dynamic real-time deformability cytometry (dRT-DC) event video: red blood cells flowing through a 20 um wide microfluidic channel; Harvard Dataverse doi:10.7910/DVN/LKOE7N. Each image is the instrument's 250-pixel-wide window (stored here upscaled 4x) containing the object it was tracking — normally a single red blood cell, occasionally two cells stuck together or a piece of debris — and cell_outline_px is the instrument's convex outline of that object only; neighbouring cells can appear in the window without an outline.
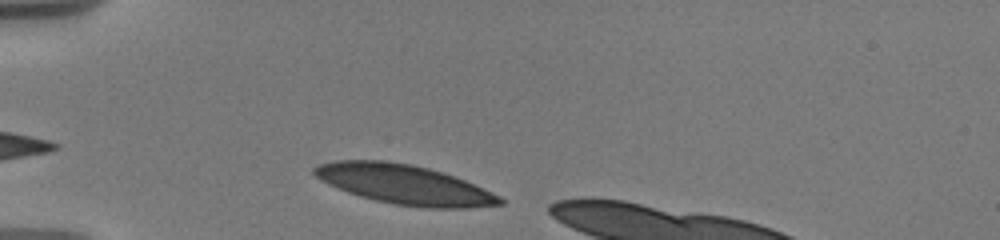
{"species": "human", "species_latin": "Homo sapiens", "temperature_condition": "warm", "stored_images_in_passage": 7, "camera_frame_rate_fps": 3000, "um_per_image_px": 0.085, "donor": {"sex": "male"}, "frame": {"image": 1, "passage_image": 1, "time_ms": 0.0, "image_size_px": [1000, 240], "cell_outline_px": [[504, 204], [468, 208], [428, 208], [396, 204], [376, 200], [360, 196], [348, 192], [328, 184], [320, 180], [312, 172], [312, 168], [320, 164], [336, 160], [384, 160], [412, 164], [428, 168], [464, 180], [500, 196], [504, 200]], "centroid_in_image_um": [34.34, 15.68], "position_along_channel_um": 50.7, "area_um2": 42.43}}
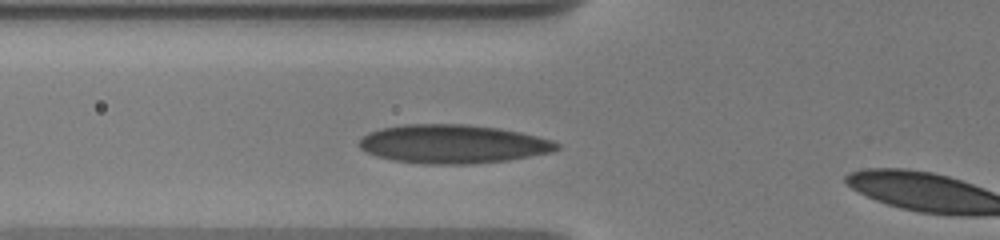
{"frame": {"image": 2, "passage_image": 5, "time_ms": 1.667, "image_size_px": [1000, 240], "cell_outline_px": [[560, 148], [552, 152], [508, 160], [476, 164], [424, 164], [392, 160], [376, 156], [360, 148], [356, 144], [368, 132], [384, 128], [404, 124], [464, 124], [496, 128], [520, 132], [552, 140], [560, 144]], "centroid_in_image_um": [38.49, 12.25], "position_along_channel_um": 87.3, "area_um2": 44.56}}